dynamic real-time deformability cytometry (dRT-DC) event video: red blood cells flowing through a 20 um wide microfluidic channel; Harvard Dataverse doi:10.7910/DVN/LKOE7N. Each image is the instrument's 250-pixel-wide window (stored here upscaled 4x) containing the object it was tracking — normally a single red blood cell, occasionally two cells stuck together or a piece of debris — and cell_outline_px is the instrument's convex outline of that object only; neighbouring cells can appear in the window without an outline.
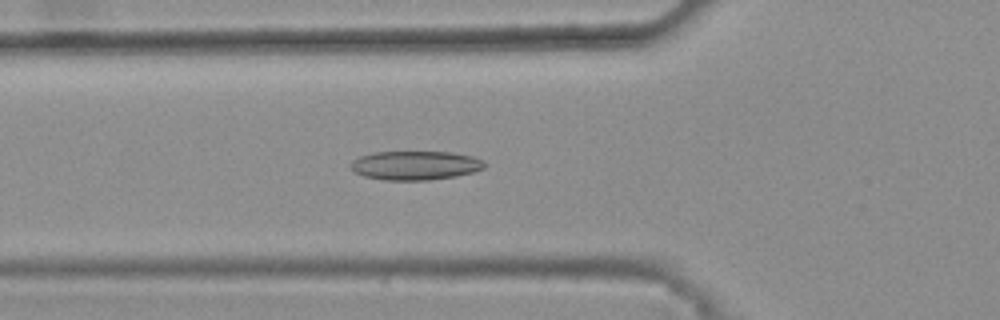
{"species": "common noctule bat (a hibernating species)", "species_latin": "Nyctalus noctula", "temperature_condition": "warm", "stored_images_in_passage": 28, "camera_frame_rate_fps": 3000, "um_per_image_px": 0.085, "animal": {"sex": "female", "body_mass_g": 25.1}, "frame": {"image": 1, "passage_image": 2, "time_ms": 0.333, "image_size_px": [1000, 320], "cell_outline_px": [[484, 168], [472, 172], [456, 176], [428, 180], [384, 180], [364, 176], [356, 172], [348, 164], [352, 160], [360, 156], [376, 152], [452, 152], [472, 156], [480, 160], [484, 164]], "centroid_in_image_um": [35.26, 14.06], "position_along_channel_um": 90.5, "area_um2": 22.43}}
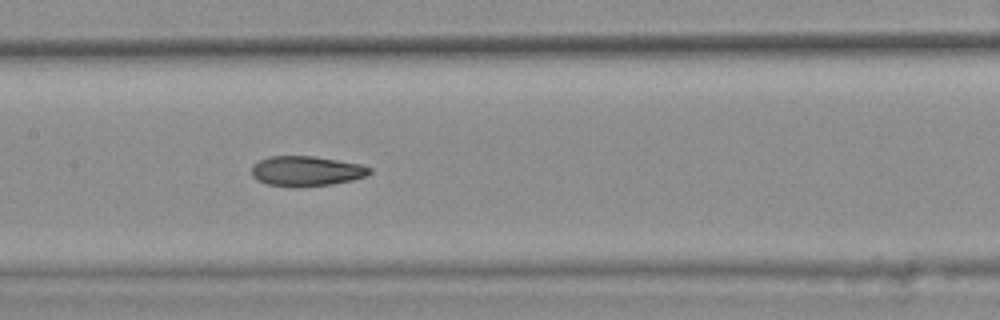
{"frame": {"image": 2, "passage_image": 9, "time_ms": 2.667, "image_size_px": [1000, 320], "cell_outline_px": [[372, 172], [364, 176], [352, 180], [332, 184], [300, 188], [292, 188], [268, 184], [256, 180], [252, 176], [252, 164], [268, 156], [312, 156], [360, 164], [372, 168]], "centroid_in_image_um": [26.0, 14.56], "position_along_channel_um": 181.4, "area_um2": 20.87}}
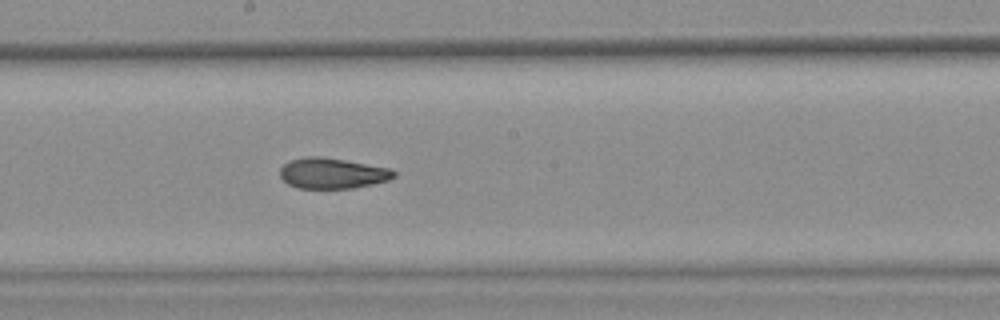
{"frame": {"image": 3, "passage_image": 12, "time_ms": 3.667, "image_size_px": [1000, 320], "cell_outline_px": [[396, 176], [388, 180], [372, 184], [352, 188], [296, 188], [288, 184], [280, 176], [280, 168], [288, 160], [304, 156], [320, 156], [392, 168], [396, 172]], "centroid_in_image_um": [28.24, 14.72], "position_along_channel_um": 220.0, "area_um2": 20.46}}